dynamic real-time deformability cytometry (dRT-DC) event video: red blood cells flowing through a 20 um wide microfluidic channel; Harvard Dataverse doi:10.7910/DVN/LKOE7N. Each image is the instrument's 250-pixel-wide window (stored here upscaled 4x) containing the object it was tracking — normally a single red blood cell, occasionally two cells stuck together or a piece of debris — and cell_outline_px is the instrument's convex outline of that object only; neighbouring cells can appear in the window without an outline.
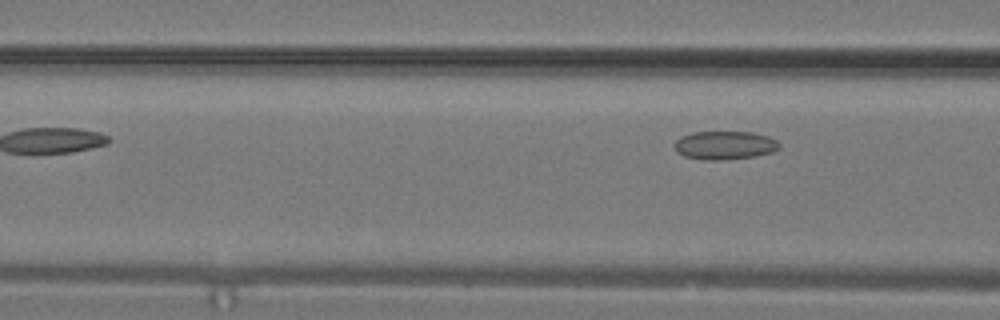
{"species": "common noctule bat (a hibernating species)", "species_latin": "Nyctalus noctula", "temperature_condition": "warm", "stored_images_in_passage": 7, "segment_of_instrument_passage": [2, 2], "camera_frame_rate_fps": 3000, "um_per_image_px": 0.085, "animal": {"sex": "male", "body_mass_g": 19.2, "forearm_length_mm": 51.8}, "frame": {"image": 1, "passage_image": 7, "time_ms": 2.0, "image_size_px": [1000, 320], "cell_outline_px": [[780, 148], [772, 152], [756, 156], [720, 160], [704, 160], [684, 156], [676, 152], [672, 144], [680, 136], [692, 132], [752, 132], [768, 136], [776, 140], [780, 144]], "centroid_in_image_um": [61.57, 12.34], "position_along_channel_um": 105.0, "area_um2": 17.57}}